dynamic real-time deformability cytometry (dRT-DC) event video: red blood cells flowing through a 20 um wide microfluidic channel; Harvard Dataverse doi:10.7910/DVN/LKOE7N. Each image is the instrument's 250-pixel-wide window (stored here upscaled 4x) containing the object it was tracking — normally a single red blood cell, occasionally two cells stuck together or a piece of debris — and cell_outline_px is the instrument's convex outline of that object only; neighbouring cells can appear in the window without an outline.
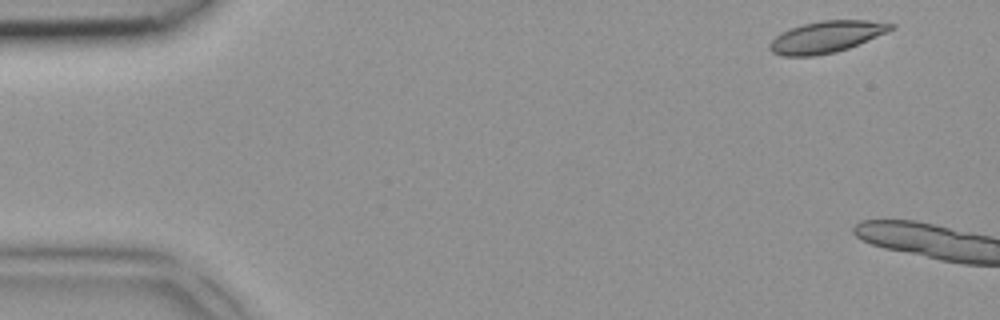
{"species": "common noctule bat (a hibernating species)", "species_latin": "Nyctalus noctula", "temperature_condition": "room temperature", "stored_images_in_passage": 3, "camera_frame_rate_fps": 3000, "um_per_image_px": 0.085, "animal": {"sex": "female", "body_mass_g": 18.4}, "frame": {"image": 1, "passage_image": 1, "time_ms": 0.0, "image_size_px": [1000, 320], "cell_outline_px": [[896, 28], [888, 32], [848, 48], [836, 52], [812, 56], [780, 56], [772, 52], [768, 48], [768, 44], [780, 32], [804, 24], [824, 20], [868, 20], [896, 24]], "centroid_in_image_um": [70.24, 3.14], "position_along_channel_um": 14.8, "area_um2": 22.37}}